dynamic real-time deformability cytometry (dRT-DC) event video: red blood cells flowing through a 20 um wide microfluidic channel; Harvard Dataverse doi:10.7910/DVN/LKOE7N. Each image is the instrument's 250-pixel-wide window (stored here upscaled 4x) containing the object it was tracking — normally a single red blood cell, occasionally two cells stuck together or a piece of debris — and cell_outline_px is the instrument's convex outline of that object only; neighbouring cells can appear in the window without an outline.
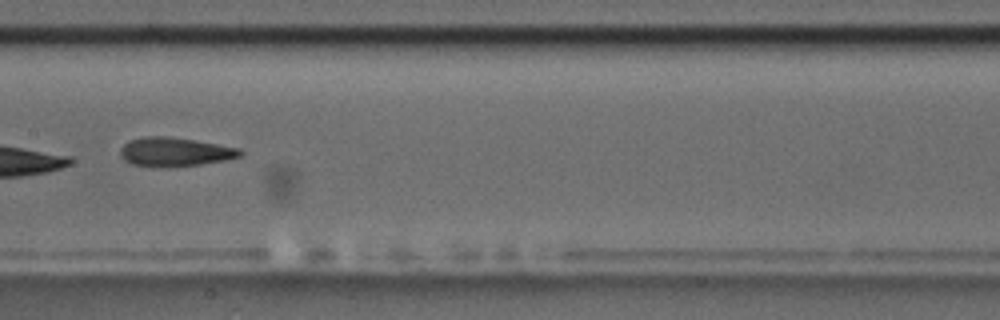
{"species": "common noctule bat (a hibernating species)", "species_latin": "Nyctalus noctula", "temperature_condition": "room temperature", "stored_images_in_passage": 9, "camera_frame_rate_fps": 3000, "um_per_image_px": 0.085, "animal": {"sex": "male", "body_mass_g": 17.5, "forearm_length_mm": 52.3}, "frame": {"image": 1, "passage_image": 9, "time_ms": 9.333, "image_size_px": [1000, 320], "cell_outline_px": [[244, 152], [240, 156], [228, 160], [200, 164], [132, 164], [124, 160], [120, 156], [120, 148], [128, 140], [144, 136], [168, 136], [240, 148]], "centroid_in_image_um": [14.88, 12.86], "position_along_channel_um": 192.5, "area_um2": 19.36}}